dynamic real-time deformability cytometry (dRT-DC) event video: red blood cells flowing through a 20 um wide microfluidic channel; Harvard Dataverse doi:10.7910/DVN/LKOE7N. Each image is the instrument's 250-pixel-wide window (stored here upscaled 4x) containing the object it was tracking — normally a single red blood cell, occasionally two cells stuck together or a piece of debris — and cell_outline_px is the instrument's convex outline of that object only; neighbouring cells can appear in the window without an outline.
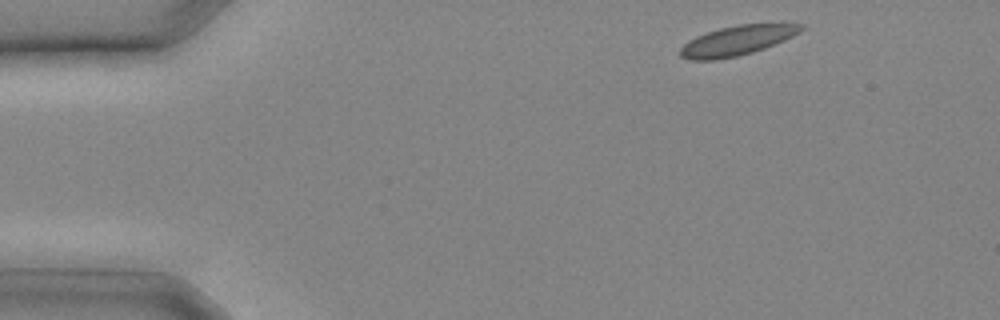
{"species": "common noctule bat (a hibernating species)", "species_latin": "Nyctalus noctula", "temperature_condition": "cold", "stored_images_in_passage": 9, "camera_frame_rate_fps": 3000, "um_per_image_px": 0.085, "animal": {"sex": "male", "body_mass_g": 20.4}, "frame": {"image": 1, "passage_image": 1, "time_ms": 0.0, "image_size_px": [1000, 320], "cell_outline_px": [[804, 28], [800, 32], [784, 40], [764, 48], [752, 52], [736, 56], [716, 60], [688, 60], [680, 56], [680, 48], [688, 40], [696, 36], [720, 28], [740, 24], [804, 24]], "centroid_in_image_um": [62.61, 3.45], "position_along_channel_um": 22.4, "area_um2": 20.69}}
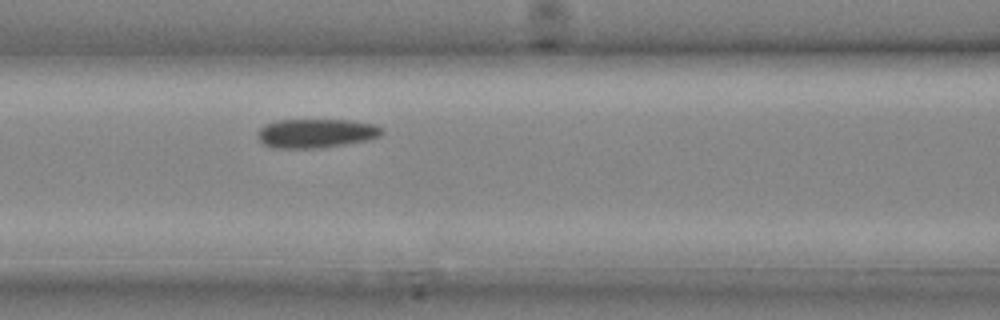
{"frame": {"image": 2, "passage_image": 9, "time_ms": 2.667, "image_size_px": [1000, 320], "cell_outline_px": [[384, 132], [380, 136], [368, 140], [320, 148], [272, 148], [264, 144], [256, 136], [260, 128], [264, 124], [276, 120], [352, 120], [376, 124], [384, 128]], "centroid_in_image_um": [26.88, 11.32], "position_along_channel_um": 139.7, "area_um2": 21.27}}